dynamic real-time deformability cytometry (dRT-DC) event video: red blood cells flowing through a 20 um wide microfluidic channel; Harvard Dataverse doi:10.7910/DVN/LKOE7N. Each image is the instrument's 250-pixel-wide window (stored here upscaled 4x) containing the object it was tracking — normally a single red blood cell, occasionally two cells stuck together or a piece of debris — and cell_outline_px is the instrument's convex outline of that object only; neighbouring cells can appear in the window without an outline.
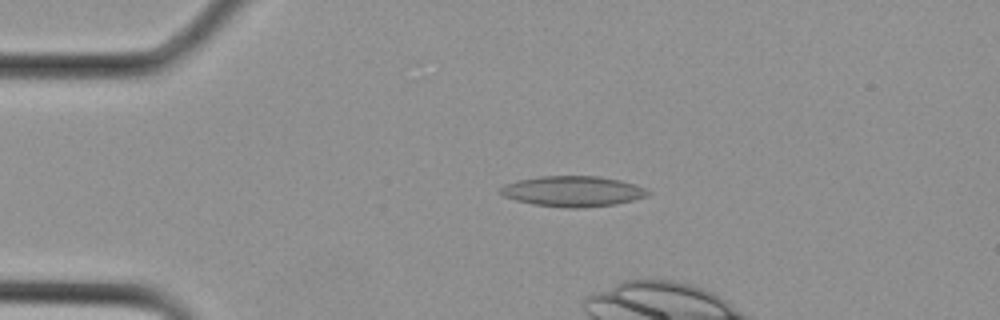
{"species": "Egyptian fruit bat (a non-hibernating species)", "species_latin": "Rousettus aegyptiacus", "temperature_condition": "cold", "stored_images_in_passage": 9, "camera_frame_rate_fps": 3000, "um_per_image_px": 0.085, "animal": {"sex": "female"}, "frame": {"image": 1, "passage_image": 6, "time_ms": 1.667, "image_size_px": [1000, 320], "cell_outline_px": [[652, 192], [648, 196], [616, 204], [584, 208], [568, 208], [532, 204], [516, 200], [504, 196], [500, 192], [500, 188], [504, 184], [516, 180], [540, 176], [596, 176], [620, 180], [644, 188]], "centroid_in_image_um": [48.67, 16.26], "position_along_channel_um": 36.3, "area_um2": 26.24}}